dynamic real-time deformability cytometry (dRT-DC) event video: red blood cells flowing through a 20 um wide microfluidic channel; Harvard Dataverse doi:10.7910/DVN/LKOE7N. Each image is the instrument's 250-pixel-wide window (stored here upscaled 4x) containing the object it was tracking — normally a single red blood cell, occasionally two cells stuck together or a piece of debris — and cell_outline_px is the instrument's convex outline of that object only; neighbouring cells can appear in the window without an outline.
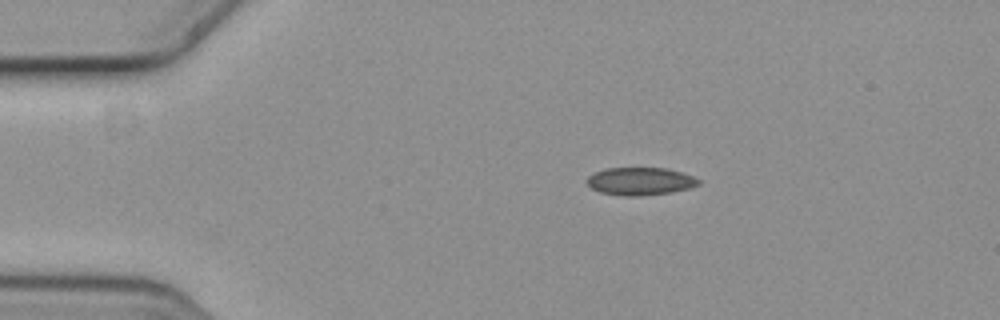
{"species": "common noctule bat (a hibernating species)", "species_latin": "Nyctalus noctula", "temperature_condition": "cold", "stored_images_in_passage": 5, "camera_frame_rate_fps": 3000, "um_per_image_px": 0.085, "animal": {"sex": "female", "body_mass_g": 19.3, "forearm_length_mm": 54.1}, "frame": {"image": 1, "passage_image": 2, "time_ms": 0.333, "image_size_px": [1000, 320], "cell_outline_px": [[700, 184], [688, 188], [668, 192], [640, 196], [624, 196], [600, 192], [592, 188], [584, 180], [588, 176], [596, 172], [608, 168], [668, 168], [692, 176], [700, 180]], "centroid_in_image_um": [54.39, 15.4], "position_along_channel_um": 30.6, "area_um2": 17.86}}
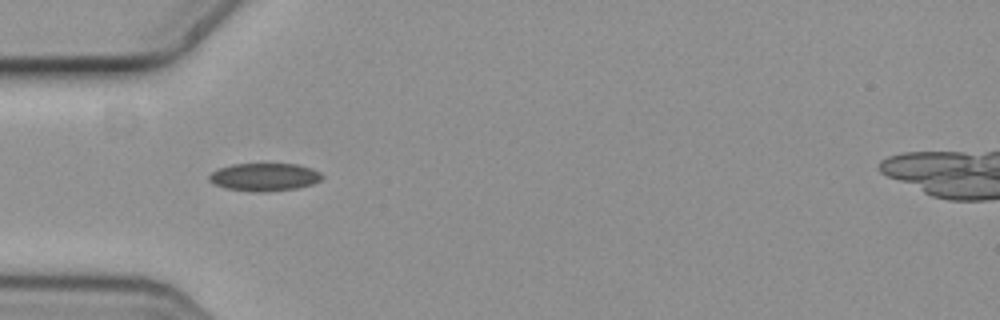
{"frame": {"image": 2, "passage_image": 4, "time_ms": 1.0, "image_size_px": [1000, 320], "cell_outline_px": [[324, 176], [320, 180], [312, 184], [296, 188], [268, 192], [248, 192], [224, 188], [212, 184], [208, 180], [208, 176], [212, 172], [220, 168], [232, 164], [296, 164], [312, 168], [320, 172]], "centroid_in_image_um": [22.45, 15.06], "position_along_channel_um": 62.6, "area_um2": 18.55}}
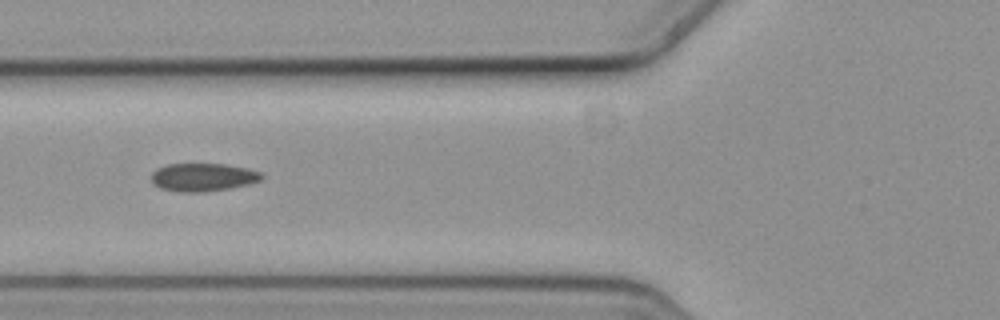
{"frame": {"image": 3, "passage_image": 5, "time_ms": 1.333, "image_size_px": [1000, 320], "cell_outline_px": [[264, 176], [260, 180], [248, 184], [228, 188], [204, 192], [180, 192], [160, 188], [152, 184], [152, 172], [156, 168], [168, 164], [224, 164], [248, 168], [260, 172]], "centroid_in_image_um": [17.23, 15.06], "position_along_channel_um": 108.6, "area_um2": 18.03}}